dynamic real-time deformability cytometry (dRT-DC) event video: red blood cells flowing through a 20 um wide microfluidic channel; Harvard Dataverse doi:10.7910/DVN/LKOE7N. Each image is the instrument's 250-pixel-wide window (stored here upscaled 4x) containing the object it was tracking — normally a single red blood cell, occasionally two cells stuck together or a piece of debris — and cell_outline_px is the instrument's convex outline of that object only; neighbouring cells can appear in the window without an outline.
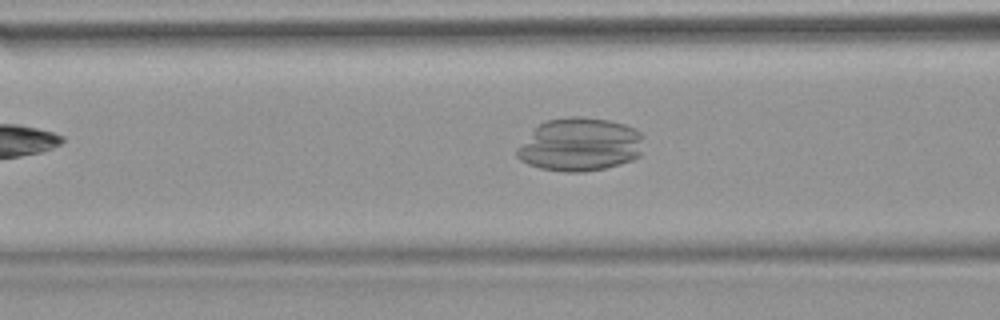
{"species": "common noctule bat (a hibernating species)", "species_latin": "Nyctalus noctula", "temperature_condition": "warm", "stored_images_in_passage": 38, "camera_frame_rate_fps": 3000, "um_per_image_px": 0.085, "animal": {"sex": "female", "body_mass_g": 18.4}, "frame": {"image": 1, "passage_image": 6, "time_ms": 1.667, "image_size_px": [1000, 320], "cell_outline_px": [[644, 136], [640, 156], [632, 160], [620, 164], [604, 168], [580, 172], [568, 172], [540, 168], [528, 164], [520, 160], [516, 156], [516, 148], [544, 120], [568, 116], [580, 116], [608, 120], [624, 124], [636, 128]], "centroid_in_image_um": [49.31, 12.28], "position_along_channel_um": 117.3, "area_um2": 39.54}}
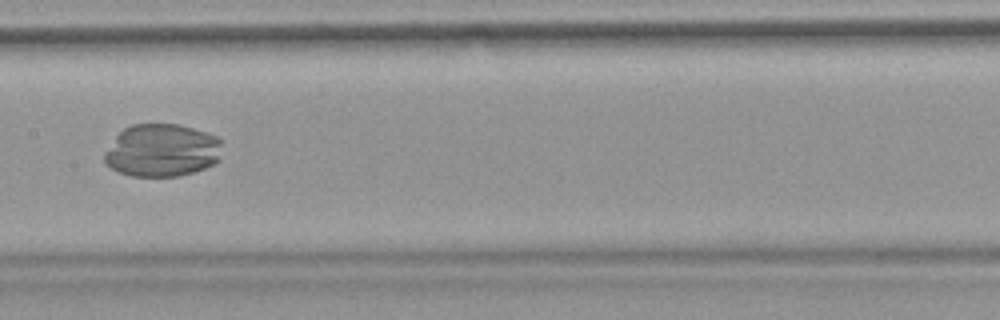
{"frame": {"image": 2, "passage_image": 12, "time_ms": 3.667, "image_size_px": [1000, 320], "cell_outline_px": [[220, 160], [204, 168], [192, 172], [176, 176], [132, 176], [120, 172], [104, 164], [104, 152], [116, 136], [124, 128], [132, 124], [176, 124], [192, 128], [216, 136], [220, 140]], "centroid_in_image_um": [13.73, 12.78], "position_along_channel_um": 193.7, "area_um2": 36.01}}